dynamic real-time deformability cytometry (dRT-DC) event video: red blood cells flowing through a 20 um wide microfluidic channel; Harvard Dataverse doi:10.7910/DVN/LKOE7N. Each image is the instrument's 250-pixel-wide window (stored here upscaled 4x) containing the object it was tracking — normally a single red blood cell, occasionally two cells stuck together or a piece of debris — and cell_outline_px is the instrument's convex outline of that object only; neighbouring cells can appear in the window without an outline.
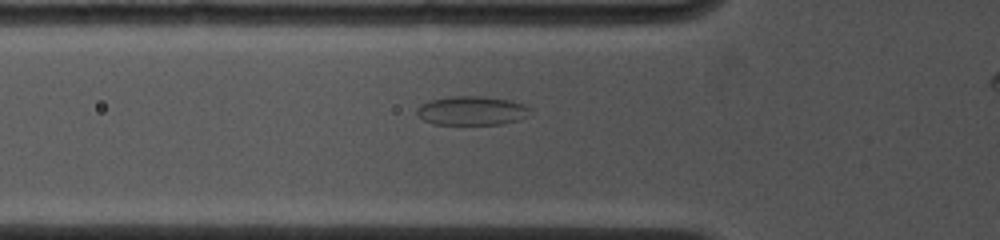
{"species": "common noctule bat (a hibernating species)", "species_latin": "Nyctalus noctula", "temperature_condition": "cold", "stored_images_in_passage": 28, "camera_frame_rate_fps": 4500, "um_per_image_px": 0.085, "animal": {"sex": "female", "body_mass_g": 19.0, "forearm_length_mm": 53.3}, "frame": {"image": 1, "passage_image": 3, "time_ms": 0.889, "image_size_px": [1000, 240], "cell_outline_px": [[532, 108], [524, 116], [516, 120], [500, 124], [432, 124], [416, 116], [416, 108], [420, 104], [432, 100], [448, 96], [484, 96], [508, 100], [524, 104]], "centroid_in_image_um": [40.03, 9.4], "position_along_channel_um": 85.8, "area_um2": 19.07}}
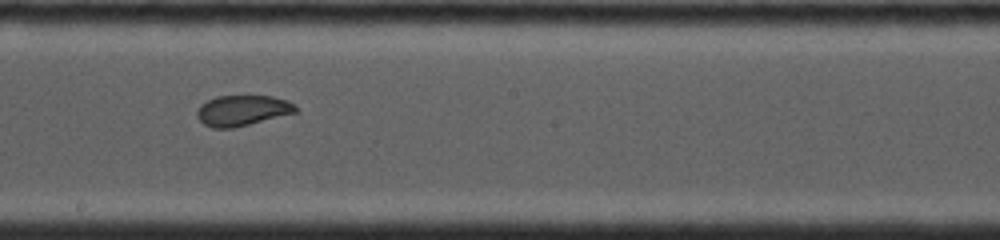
{"frame": {"image": 2, "passage_image": 12, "time_ms": 4.444, "image_size_px": [1000, 240], "cell_outline_px": [[296, 112], [232, 128], [212, 128], [204, 124], [196, 116], [196, 112], [200, 104], [216, 96], [272, 96], [288, 100], [296, 104]], "centroid_in_image_um": [20.57, 9.38], "position_along_channel_um": 227.6, "area_um2": 17.46}}
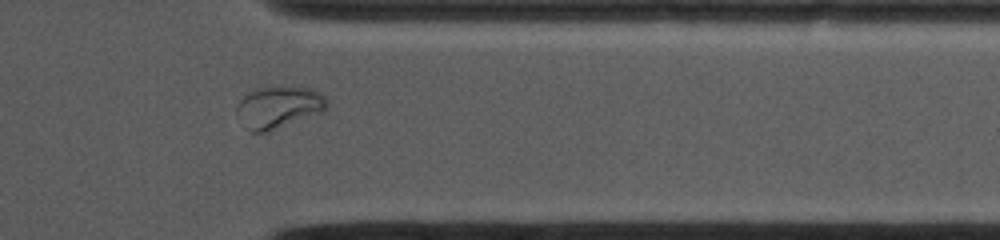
{"frame": {"image": 3, "passage_image": 22, "time_ms": 8.444, "image_size_px": [1000, 240], "cell_outline_px": [[328, 108], [324, 112], [268, 132], [248, 132], [244, 128], [236, 112], [236, 108], [240, 100], [248, 92], [256, 88], [308, 88], [324, 96], [328, 100]], "centroid_in_image_um": [23.67, 9.16], "position_along_channel_um": 387.7, "area_um2": 22.02}}